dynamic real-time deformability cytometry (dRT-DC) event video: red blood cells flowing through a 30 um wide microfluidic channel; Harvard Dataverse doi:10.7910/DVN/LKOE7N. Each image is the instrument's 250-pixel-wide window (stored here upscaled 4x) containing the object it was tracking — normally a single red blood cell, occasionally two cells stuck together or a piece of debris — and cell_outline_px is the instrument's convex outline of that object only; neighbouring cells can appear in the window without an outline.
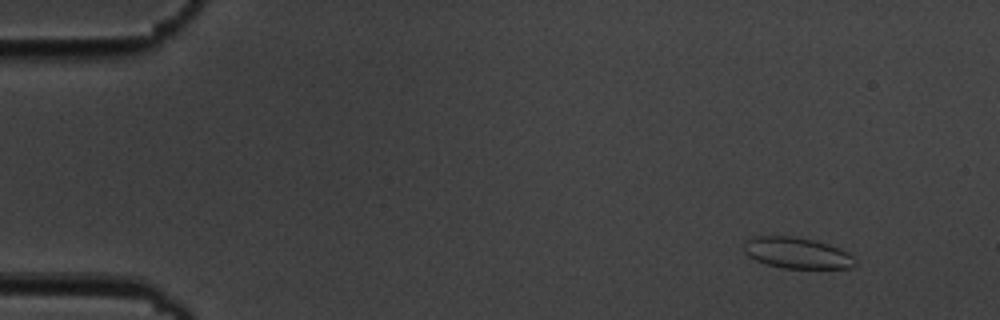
{"species": "common noctule bat (a hibernating species)", "species_latin": "Nyctalus noctula", "temperature_condition": "cold", "stored_images_in_passage": 8, "camera_frame_rate_fps": 3000, "um_per_image_px": 0.085, "animal": {"sex": "male", "body_mass_g": 19.5, "forearm_length_mm": 54.6}, "frame": {"image": 1, "passage_image": 2, "time_ms": 1.333, "image_size_px": [1000, 320], "cell_outline_px": [[856, 264], [852, 268], [784, 268], [768, 264], [756, 260], [748, 256], [744, 252], [744, 244], [752, 236], [792, 236], [812, 240], [828, 244], [840, 248], [848, 252], [856, 260]], "centroid_in_image_um": [67.76, 21.5], "position_along_channel_um": 17.2, "area_um2": 20.06}}
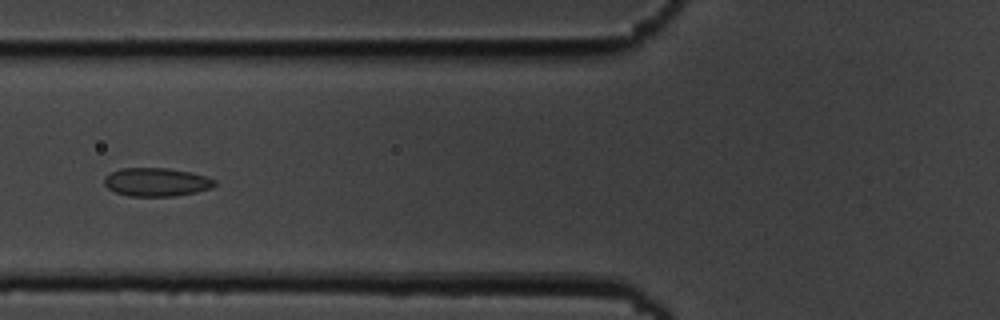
{"frame": {"image": 2, "passage_image": 7, "time_ms": 7.0, "image_size_px": [1000, 320], "cell_outline_px": [[216, 184], [212, 188], [196, 192], [176, 196], [128, 196], [116, 192], [108, 188], [104, 184], [104, 176], [120, 168], [168, 168], [192, 172], [216, 180]], "centroid_in_image_um": [13.3, 15.47], "position_along_channel_um": 112.5, "area_um2": 18.38}}
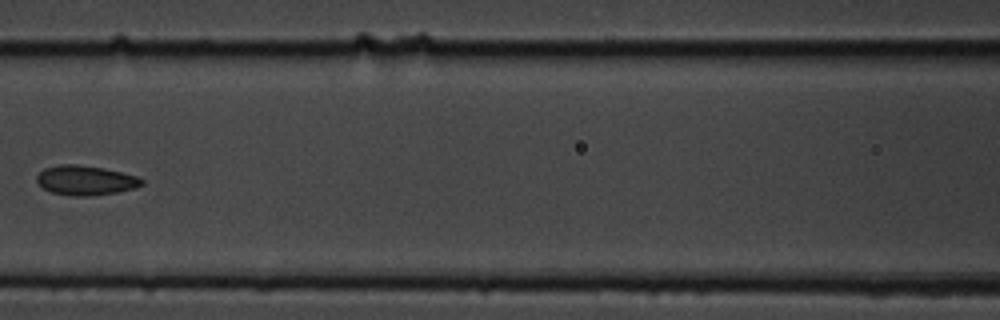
{"frame": {"image": 3, "passage_image": 8, "time_ms": 8.333, "image_size_px": [1000, 320], "cell_outline_px": [[144, 184], [136, 188], [116, 192], [88, 196], [72, 196], [52, 192], [44, 188], [36, 180], [36, 176], [44, 168], [60, 164], [76, 164], [104, 168], [136, 176], [144, 180]], "centroid_in_image_um": [7.28, 15.32], "position_along_channel_um": 159.3, "area_um2": 18.03}}